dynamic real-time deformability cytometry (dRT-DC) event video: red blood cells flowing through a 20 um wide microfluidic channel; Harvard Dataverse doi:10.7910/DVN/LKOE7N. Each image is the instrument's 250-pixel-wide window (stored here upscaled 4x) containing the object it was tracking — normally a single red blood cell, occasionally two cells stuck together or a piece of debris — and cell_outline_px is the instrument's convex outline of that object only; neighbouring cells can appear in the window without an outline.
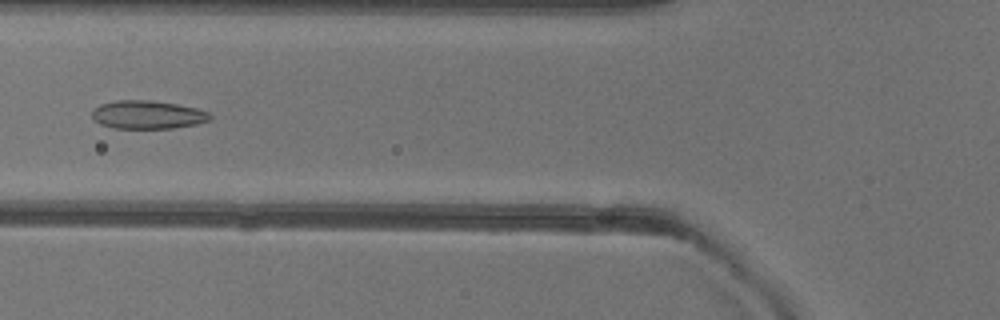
{"species": "common noctule bat (a hibernating species)", "species_latin": "Nyctalus noctula", "temperature_condition": "warm", "stored_images_in_passage": 50, "camera_frame_rate_fps": 3000, "um_per_image_px": 0.085, "animal": {"sex": "female"}, "frame": {"image": 1, "passage_image": 19, "time_ms": 6.0, "image_size_px": [1000, 320], "cell_outline_px": [[212, 120], [196, 124], [172, 128], [116, 128], [100, 124], [92, 116], [92, 112], [100, 104], [116, 100], [148, 100], [176, 104], [196, 108], [208, 112], [212, 116]], "centroid_in_image_um": [12.57, 9.75], "position_along_channel_um": 113.2, "area_um2": 19.31}}
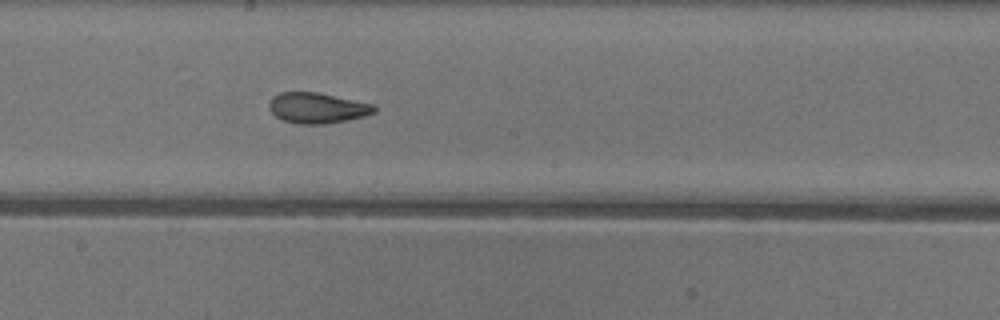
{"frame": {"image": 2, "passage_image": 27, "time_ms": 8.667, "image_size_px": [1000, 320], "cell_outline_px": [[376, 112], [364, 116], [348, 120], [324, 124], [300, 124], [284, 120], [276, 116], [268, 108], [268, 104], [272, 96], [280, 92], [320, 92], [376, 104]], "centroid_in_image_um": [27.0, 9.16], "position_along_channel_um": 221.2, "area_um2": 19.02}}
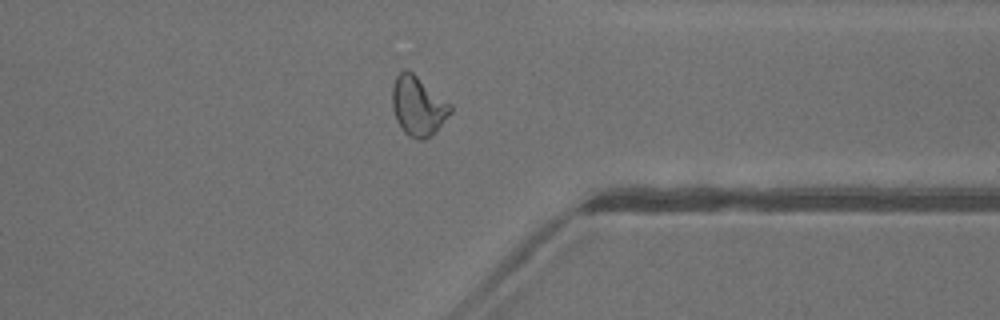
{"frame": {"image": 3, "passage_image": 39, "time_ms": 12.667, "image_size_px": [1000, 320], "cell_outline_px": [[452, 112], [436, 132], [424, 140], [416, 140], [408, 136], [400, 128], [396, 120], [392, 108], [392, 88], [396, 76], [404, 68], [412, 72], [452, 104]], "centroid_in_image_um": [35.54, 9.03], "position_along_channel_um": 375.9, "area_um2": 20.46}, "authors_computed_cell_mechanics": {"area_um2": 20.23, "velocity_mm_per_s": 4.0488, "shape_relaxation_time_tau1_ms": 10.8338, "shape_relaxation_time_tau2_ms": 1.5445, "deformation_change_tau1": 0.2301, "deformation_change_tau2": 0.0907}}